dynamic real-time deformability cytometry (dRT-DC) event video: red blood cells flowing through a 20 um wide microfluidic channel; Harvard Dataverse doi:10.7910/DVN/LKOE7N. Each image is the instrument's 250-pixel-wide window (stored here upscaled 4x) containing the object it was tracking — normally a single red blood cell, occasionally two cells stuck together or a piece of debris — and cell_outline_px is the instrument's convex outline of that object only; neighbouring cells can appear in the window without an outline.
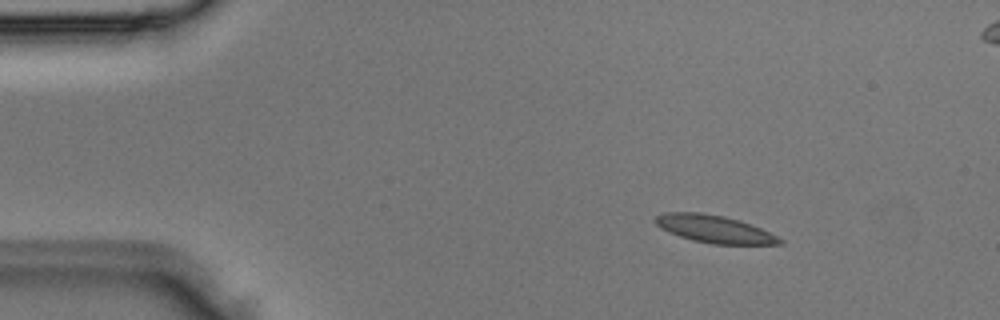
{"species": "Egyptian fruit bat (a non-hibernating species)", "species_latin": "Rousettus aegyptiacus", "temperature_condition": "room temperature", "stored_images_in_passage": 4, "camera_frame_rate_fps": 3000, "um_per_image_px": 0.085, "animal": {"sex": "male"}, "frame": {"image": 1, "passage_image": 1, "time_ms": 0.0, "image_size_px": [1000, 320], "cell_outline_px": [[784, 244], [712, 244], [692, 240], [668, 232], [660, 228], [652, 220], [656, 216], [664, 212], [700, 212], [724, 216], [740, 220], [760, 228], [784, 240]], "centroid_in_image_um": [60.68, 19.46], "position_along_channel_um": 24.3, "area_um2": 20.0}}